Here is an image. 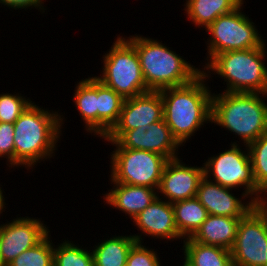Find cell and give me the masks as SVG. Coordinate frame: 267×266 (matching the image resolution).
<instances>
[{
    "mask_svg": "<svg viewBox=\"0 0 267 266\" xmlns=\"http://www.w3.org/2000/svg\"><path fill=\"white\" fill-rule=\"evenodd\" d=\"M181 159L179 155L168 160L157 190L158 197L169 203L196 197L199 183L204 178L203 165L189 166Z\"/></svg>",
    "mask_w": 267,
    "mask_h": 266,
    "instance_id": "5bb4252c",
    "label": "cell"
},
{
    "mask_svg": "<svg viewBox=\"0 0 267 266\" xmlns=\"http://www.w3.org/2000/svg\"><path fill=\"white\" fill-rule=\"evenodd\" d=\"M1 186L2 185L0 184V215L1 214L3 215V212H5V209H6V206L5 205H8V204H6V201H5L6 200L5 198H7V197L4 196L5 194H3V193H5V191L2 189Z\"/></svg>",
    "mask_w": 267,
    "mask_h": 266,
    "instance_id": "1f68e13d",
    "label": "cell"
},
{
    "mask_svg": "<svg viewBox=\"0 0 267 266\" xmlns=\"http://www.w3.org/2000/svg\"><path fill=\"white\" fill-rule=\"evenodd\" d=\"M112 182L133 186H146L158 190L163 170L168 159L158 153L114 148L109 155Z\"/></svg>",
    "mask_w": 267,
    "mask_h": 266,
    "instance_id": "9c48e42d",
    "label": "cell"
},
{
    "mask_svg": "<svg viewBox=\"0 0 267 266\" xmlns=\"http://www.w3.org/2000/svg\"><path fill=\"white\" fill-rule=\"evenodd\" d=\"M102 60L101 74L94 77L124 99L150 91L146 87L136 48L125 36L117 35Z\"/></svg>",
    "mask_w": 267,
    "mask_h": 266,
    "instance_id": "52a82bcc",
    "label": "cell"
},
{
    "mask_svg": "<svg viewBox=\"0 0 267 266\" xmlns=\"http://www.w3.org/2000/svg\"><path fill=\"white\" fill-rule=\"evenodd\" d=\"M49 227L42 218L18 217L0 225V252L3 263L8 266L22 252L34 247L48 233Z\"/></svg>",
    "mask_w": 267,
    "mask_h": 266,
    "instance_id": "8fae6325",
    "label": "cell"
},
{
    "mask_svg": "<svg viewBox=\"0 0 267 266\" xmlns=\"http://www.w3.org/2000/svg\"><path fill=\"white\" fill-rule=\"evenodd\" d=\"M44 0H0V4L1 6L4 5V7L6 8H11L14 10H18L19 9H24L26 11V9H38V11L40 10V12H42L43 14L45 13V10H47L44 6Z\"/></svg>",
    "mask_w": 267,
    "mask_h": 266,
    "instance_id": "4dcf8cb0",
    "label": "cell"
},
{
    "mask_svg": "<svg viewBox=\"0 0 267 266\" xmlns=\"http://www.w3.org/2000/svg\"><path fill=\"white\" fill-rule=\"evenodd\" d=\"M229 146V149L211 155L203 163L204 177L234 191L243 188V193L256 205L267 203V196L255 182L248 147L245 145L244 149L240 144Z\"/></svg>",
    "mask_w": 267,
    "mask_h": 266,
    "instance_id": "8992f818",
    "label": "cell"
},
{
    "mask_svg": "<svg viewBox=\"0 0 267 266\" xmlns=\"http://www.w3.org/2000/svg\"><path fill=\"white\" fill-rule=\"evenodd\" d=\"M207 81L201 73L191 83L159 90L163 119L181 146H185L205 123L211 124L213 91Z\"/></svg>",
    "mask_w": 267,
    "mask_h": 266,
    "instance_id": "7a4b0ae2",
    "label": "cell"
},
{
    "mask_svg": "<svg viewBox=\"0 0 267 266\" xmlns=\"http://www.w3.org/2000/svg\"><path fill=\"white\" fill-rule=\"evenodd\" d=\"M172 206L175 224L183 239L192 237L209 215L196 197L176 201Z\"/></svg>",
    "mask_w": 267,
    "mask_h": 266,
    "instance_id": "cb8c5ba5",
    "label": "cell"
},
{
    "mask_svg": "<svg viewBox=\"0 0 267 266\" xmlns=\"http://www.w3.org/2000/svg\"><path fill=\"white\" fill-rule=\"evenodd\" d=\"M231 256L234 266H267V203L240 219Z\"/></svg>",
    "mask_w": 267,
    "mask_h": 266,
    "instance_id": "30bf717a",
    "label": "cell"
},
{
    "mask_svg": "<svg viewBox=\"0 0 267 266\" xmlns=\"http://www.w3.org/2000/svg\"><path fill=\"white\" fill-rule=\"evenodd\" d=\"M188 266H234L231 251L216 245H206L191 237L183 240L181 248Z\"/></svg>",
    "mask_w": 267,
    "mask_h": 266,
    "instance_id": "44dd1931",
    "label": "cell"
},
{
    "mask_svg": "<svg viewBox=\"0 0 267 266\" xmlns=\"http://www.w3.org/2000/svg\"><path fill=\"white\" fill-rule=\"evenodd\" d=\"M157 253L145 243L136 241L129 250L126 266H162Z\"/></svg>",
    "mask_w": 267,
    "mask_h": 266,
    "instance_id": "f1b7e54d",
    "label": "cell"
},
{
    "mask_svg": "<svg viewBox=\"0 0 267 266\" xmlns=\"http://www.w3.org/2000/svg\"><path fill=\"white\" fill-rule=\"evenodd\" d=\"M222 52L202 66V74L210 80L211 74L224 79L223 92L267 93V47Z\"/></svg>",
    "mask_w": 267,
    "mask_h": 266,
    "instance_id": "5b68a950",
    "label": "cell"
},
{
    "mask_svg": "<svg viewBox=\"0 0 267 266\" xmlns=\"http://www.w3.org/2000/svg\"><path fill=\"white\" fill-rule=\"evenodd\" d=\"M247 147L257 187L267 196V132Z\"/></svg>",
    "mask_w": 267,
    "mask_h": 266,
    "instance_id": "4316f807",
    "label": "cell"
},
{
    "mask_svg": "<svg viewBox=\"0 0 267 266\" xmlns=\"http://www.w3.org/2000/svg\"><path fill=\"white\" fill-rule=\"evenodd\" d=\"M240 219L208 215L191 238L201 244L216 245L231 250L236 240Z\"/></svg>",
    "mask_w": 267,
    "mask_h": 266,
    "instance_id": "ac0fdd59",
    "label": "cell"
},
{
    "mask_svg": "<svg viewBox=\"0 0 267 266\" xmlns=\"http://www.w3.org/2000/svg\"><path fill=\"white\" fill-rule=\"evenodd\" d=\"M0 266H6L3 261H2V256H1V252H0Z\"/></svg>",
    "mask_w": 267,
    "mask_h": 266,
    "instance_id": "d6a6232c",
    "label": "cell"
},
{
    "mask_svg": "<svg viewBox=\"0 0 267 266\" xmlns=\"http://www.w3.org/2000/svg\"><path fill=\"white\" fill-rule=\"evenodd\" d=\"M0 93V122L14 123L33 102L22 93ZM24 96V97H23Z\"/></svg>",
    "mask_w": 267,
    "mask_h": 266,
    "instance_id": "83f0119b",
    "label": "cell"
},
{
    "mask_svg": "<svg viewBox=\"0 0 267 266\" xmlns=\"http://www.w3.org/2000/svg\"><path fill=\"white\" fill-rule=\"evenodd\" d=\"M163 119V103L160 91H148L123 102L117 124L103 138L117 141L127 130H133Z\"/></svg>",
    "mask_w": 267,
    "mask_h": 266,
    "instance_id": "7c38bea8",
    "label": "cell"
},
{
    "mask_svg": "<svg viewBox=\"0 0 267 266\" xmlns=\"http://www.w3.org/2000/svg\"><path fill=\"white\" fill-rule=\"evenodd\" d=\"M244 0H185L187 19L200 30L206 29L219 16L233 12Z\"/></svg>",
    "mask_w": 267,
    "mask_h": 266,
    "instance_id": "d6986e66",
    "label": "cell"
},
{
    "mask_svg": "<svg viewBox=\"0 0 267 266\" xmlns=\"http://www.w3.org/2000/svg\"><path fill=\"white\" fill-rule=\"evenodd\" d=\"M245 1L233 12L219 16L205 30L207 54L203 65L222 52L260 47L265 41L252 19L242 12Z\"/></svg>",
    "mask_w": 267,
    "mask_h": 266,
    "instance_id": "ba28073f",
    "label": "cell"
},
{
    "mask_svg": "<svg viewBox=\"0 0 267 266\" xmlns=\"http://www.w3.org/2000/svg\"><path fill=\"white\" fill-rule=\"evenodd\" d=\"M8 266H54V243L49 232L34 247L25 250Z\"/></svg>",
    "mask_w": 267,
    "mask_h": 266,
    "instance_id": "484cf974",
    "label": "cell"
},
{
    "mask_svg": "<svg viewBox=\"0 0 267 266\" xmlns=\"http://www.w3.org/2000/svg\"><path fill=\"white\" fill-rule=\"evenodd\" d=\"M134 226L141 233L131 234L137 242H144L145 237L148 236L161 241H178L184 240L176 227L174 209L172 203L163 200L159 197L141 211L133 220Z\"/></svg>",
    "mask_w": 267,
    "mask_h": 266,
    "instance_id": "9a60e30c",
    "label": "cell"
},
{
    "mask_svg": "<svg viewBox=\"0 0 267 266\" xmlns=\"http://www.w3.org/2000/svg\"><path fill=\"white\" fill-rule=\"evenodd\" d=\"M115 148H128L158 153L169 159L179 157L182 146L174 138L164 119L133 130H127L117 141H103Z\"/></svg>",
    "mask_w": 267,
    "mask_h": 266,
    "instance_id": "4fadbf2b",
    "label": "cell"
},
{
    "mask_svg": "<svg viewBox=\"0 0 267 266\" xmlns=\"http://www.w3.org/2000/svg\"><path fill=\"white\" fill-rule=\"evenodd\" d=\"M110 185L113 186L112 189L102 193L103 202L115 210L122 211L132 220L158 197L157 189L154 188L115 183L111 180Z\"/></svg>",
    "mask_w": 267,
    "mask_h": 266,
    "instance_id": "e0dca14e",
    "label": "cell"
},
{
    "mask_svg": "<svg viewBox=\"0 0 267 266\" xmlns=\"http://www.w3.org/2000/svg\"><path fill=\"white\" fill-rule=\"evenodd\" d=\"M72 97L85 130L98 137L97 79L90 76L77 81Z\"/></svg>",
    "mask_w": 267,
    "mask_h": 266,
    "instance_id": "ffe728a7",
    "label": "cell"
},
{
    "mask_svg": "<svg viewBox=\"0 0 267 266\" xmlns=\"http://www.w3.org/2000/svg\"><path fill=\"white\" fill-rule=\"evenodd\" d=\"M137 51L146 87L152 91L183 86L202 73L183 56L155 38L134 34L125 37Z\"/></svg>",
    "mask_w": 267,
    "mask_h": 266,
    "instance_id": "277c9868",
    "label": "cell"
},
{
    "mask_svg": "<svg viewBox=\"0 0 267 266\" xmlns=\"http://www.w3.org/2000/svg\"><path fill=\"white\" fill-rule=\"evenodd\" d=\"M61 114L36 105L34 101L13 123L15 169L20 166L31 170L56 155L57 143L63 136L62 124L65 123Z\"/></svg>",
    "mask_w": 267,
    "mask_h": 266,
    "instance_id": "6da1fadb",
    "label": "cell"
},
{
    "mask_svg": "<svg viewBox=\"0 0 267 266\" xmlns=\"http://www.w3.org/2000/svg\"><path fill=\"white\" fill-rule=\"evenodd\" d=\"M215 92L212 94L211 124L241 139L230 144L241 142L242 146H248L267 132V93Z\"/></svg>",
    "mask_w": 267,
    "mask_h": 266,
    "instance_id": "3957f363",
    "label": "cell"
},
{
    "mask_svg": "<svg viewBox=\"0 0 267 266\" xmlns=\"http://www.w3.org/2000/svg\"><path fill=\"white\" fill-rule=\"evenodd\" d=\"M232 190L204 177L199 183L196 198L209 215L243 218L256 204L243 192L239 198Z\"/></svg>",
    "mask_w": 267,
    "mask_h": 266,
    "instance_id": "2e32d148",
    "label": "cell"
},
{
    "mask_svg": "<svg viewBox=\"0 0 267 266\" xmlns=\"http://www.w3.org/2000/svg\"><path fill=\"white\" fill-rule=\"evenodd\" d=\"M135 242L131 233L105 238L92 247L94 266H126L129 250Z\"/></svg>",
    "mask_w": 267,
    "mask_h": 266,
    "instance_id": "7402d4cb",
    "label": "cell"
},
{
    "mask_svg": "<svg viewBox=\"0 0 267 266\" xmlns=\"http://www.w3.org/2000/svg\"><path fill=\"white\" fill-rule=\"evenodd\" d=\"M78 245L68 239L54 244V266H94L92 250Z\"/></svg>",
    "mask_w": 267,
    "mask_h": 266,
    "instance_id": "d4e9b609",
    "label": "cell"
},
{
    "mask_svg": "<svg viewBox=\"0 0 267 266\" xmlns=\"http://www.w3.org/2000/svg\"><path fill=\"white\" fill-rule=\"evenodd\" d=\"M14 125L0 122V158H6V165L15 167Z\"/></svg>",
    "mask_w": 267,
    "mask_h": 266,
    "instance_id": "f546056e",
    "label": "cell"
},
{
    "mask_svg": "<svg viewBox=\"0 0 267 266\" xmlns=\"http://www.w3.org/2000/svg\"><path fill=\"white\" fill-rule=\"evenodd\" d=\"M124 98L97 79L98 137L106 135L117 124Z\"/></svg>",
    "mask_w": 267,
    "mask_h": 266,
    "instance_id": "603a6c76",
    "label": "cell"
}]
</instances>
